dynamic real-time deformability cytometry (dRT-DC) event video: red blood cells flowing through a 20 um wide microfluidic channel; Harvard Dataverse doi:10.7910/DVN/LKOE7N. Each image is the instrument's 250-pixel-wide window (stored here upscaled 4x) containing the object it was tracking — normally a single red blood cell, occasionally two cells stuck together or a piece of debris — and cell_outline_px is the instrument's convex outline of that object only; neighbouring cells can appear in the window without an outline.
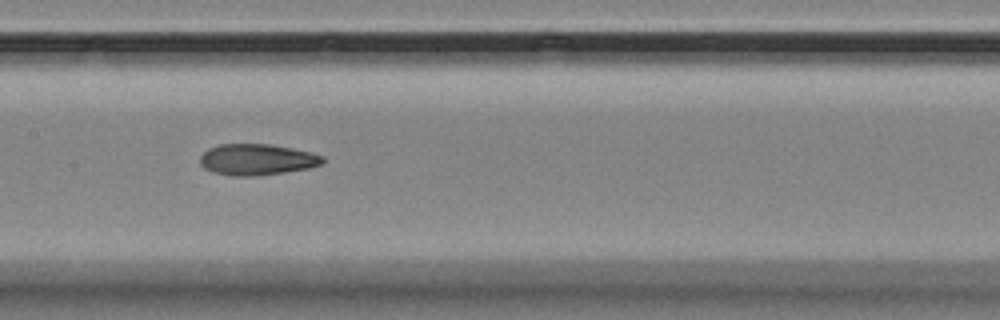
{"species": "Egyptian fruit bat (a non-hibernating species)", "species_latin": "Rousettus aegyptiacus", "temperature_condition": "room temperature", "stored_images_in_passage": 9, "camera_frame_rate_fps": 3000, "um_per_image_px": 0.085, "animal": {"sex": "female"}, "frame": {"image": 1, "passage_image": 8, "time_ms": 8.667, "image_size_px": [1000, 320], "cell_outline_px": [[324, 164], [308, 168], [284, 172], [252, 176], [232, 176], [212, 172], [204, 168], [200, 164], [200, 156], [208, 148], [220, 144], [268, 144], [292, 148], [312, 152], [324, 156]], "centroid_in_image_um": [21.84, 13.56], "position_along_channel_um": 185.6, "area_um2": 22.37}}
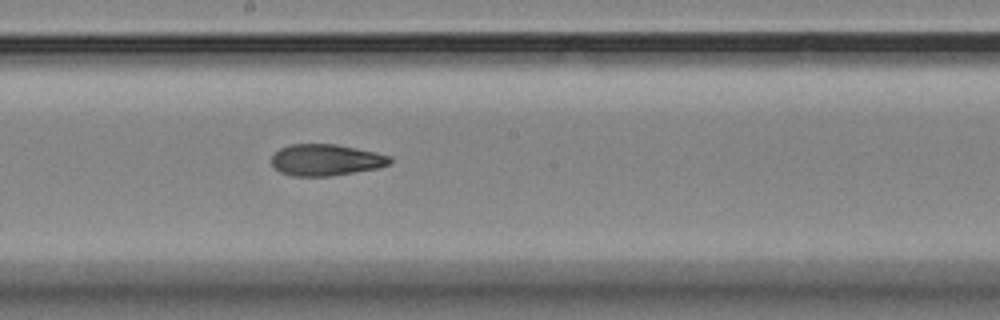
{"frame": {"image": 2, "passage_image": 9, "time_ms": 9.667, "image_size_px": [1000, 320], "cell_outline_px": [[392, 164], [380, 168], [332, 176], [292, 176], [280, 172], [272, 164], [272, 156], [280, 148], [292, 144], [336, 144], [356, 148], [392, 156]], "centroid_in_image_um": [27.75, 13.6], "position_along_channel_um": 220.5, "area_um2": 21.85}}